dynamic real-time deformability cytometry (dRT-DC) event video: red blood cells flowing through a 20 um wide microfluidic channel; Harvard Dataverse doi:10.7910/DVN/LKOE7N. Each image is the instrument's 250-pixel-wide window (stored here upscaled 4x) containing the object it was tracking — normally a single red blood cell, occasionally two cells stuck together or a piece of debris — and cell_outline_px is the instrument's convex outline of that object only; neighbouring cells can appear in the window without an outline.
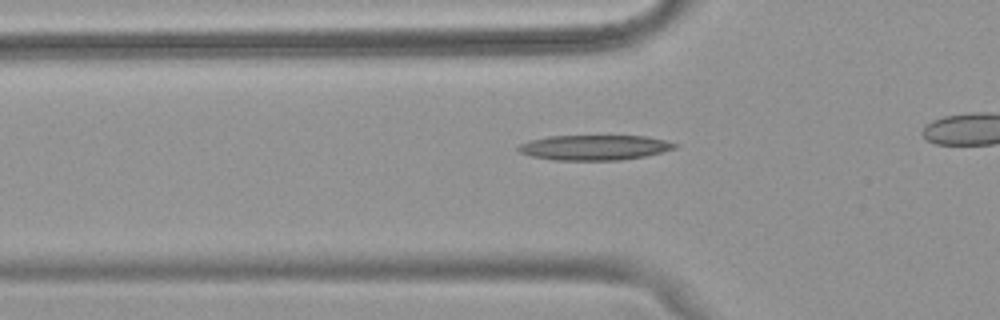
{"species": "common noctule bat (a hibernating species)", "species_latin": "Nyctalus noctula", "temperature_condition": "warm", "stored_images_in_passage": 35, "camera_frame_rate_fps": 3000, "um_per_image_px": 0.085, "animal": {"sex": "female", "body_mass_g": 18.4}, "frame": {"image": 1, "passage_image": 10, "time_ms": 3.0, "image_size_px": [1000, 320], "cell_outline_px": [[676, 148], [644, 156], [620, 160], [552, 160], [532, 156], [520, 152], [516, 148], [520, 144], [532, 140], [548, 136], [648, 136], [664, 140], [676, 144]], "centroid_in_image_um": [50.5, 12.54], "position_along_channel_um": 75.3, "area_um2": 22.66}}
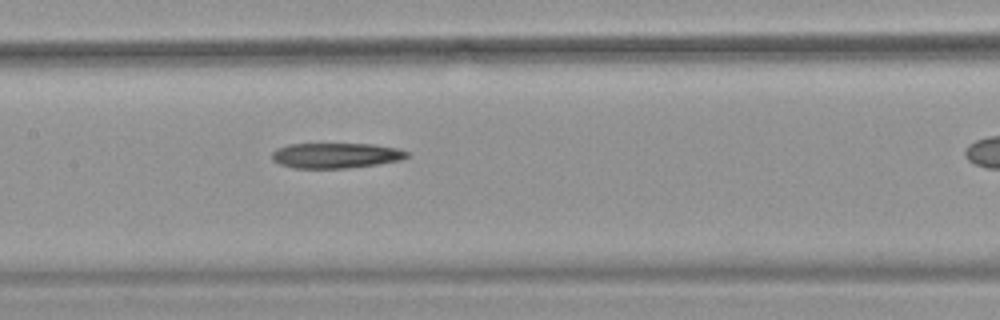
{"frame": {"image": 2, "passage_image": 18, "time_ms": 5.667, "image_size_px": [1000, 320], "cell_outline_px": [[408, 156], [400, 160], [376, 164], [344, 168], [292, 168], [280, 164], [272, 160], [272, 152], [276, 148], [288, 144], [372, 144], [396, 148], [408, 152]], "centroid_in_image_um": [28.49, 13.21], "position_along_channel_um": 178.9, "area_um2": 19.77}}
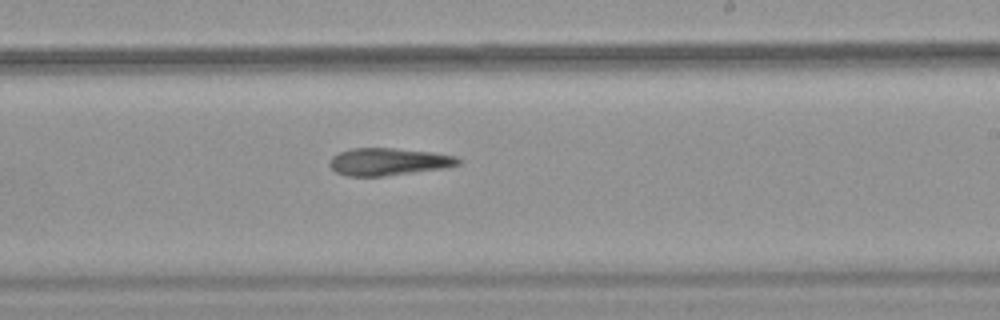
{"frame": {"image": 3, "passage_image": 24, "time_ms": 7.667, "image_size_px": [1000, 320], "cell_outline_px": [[464, 160], [460, 164], [448, 168], [384, 176], [348, 176], [336, 172], [328, 164], [328, 160], [332, 156], [340, 152], [352, 148], [396, 148], [432, 152], [456, 156]], "centroid_in_image_um": [33.06, 13.74], "position_along_channel_um": 255.9, "area_um2": 20.81}}